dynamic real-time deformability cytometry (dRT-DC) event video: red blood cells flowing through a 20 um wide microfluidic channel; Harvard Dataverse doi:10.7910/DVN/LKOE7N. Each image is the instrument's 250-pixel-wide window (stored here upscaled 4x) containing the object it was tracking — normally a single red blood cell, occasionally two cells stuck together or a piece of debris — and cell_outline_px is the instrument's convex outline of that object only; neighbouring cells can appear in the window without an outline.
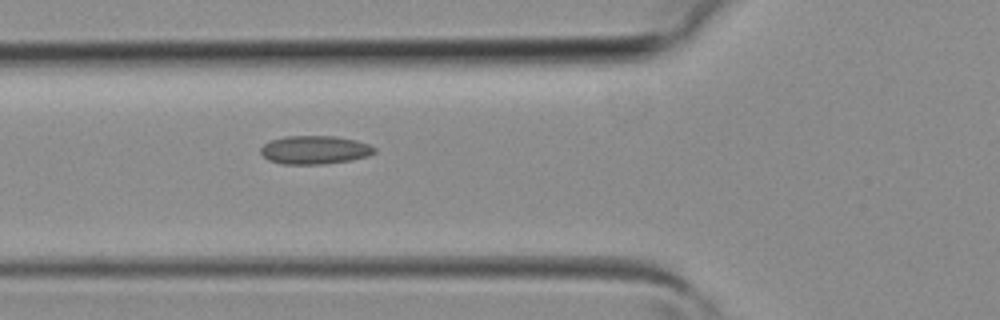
{"species": "common noctule bat (a hibernating species)", "species_latin": "Nyctalus noctula", "temperature_condition": "room temperature", "stored_images_in_passage": 4, "segment_of_instrument_passage": [1, 2], "camera_frame_rate_fps": 3000, "um_per_image_px": 0.085, "animal": {"sex": "female", "body_mass_g": 19.3, "forearm_length_mm": 54.1}, "frame": {"image": 1, "passage_image": 3, "time_ms": 0.667, "image_size_px": [1000, 320], "cell_outline_px": [[376, 152], [368, 156], [352, 160], [324, 164], [280, 164], [268, 160], [260, 152], [260, 148], [264, 144], [272, 140], [284, 136], [336, 136], [356, 140], [368, 144], [376, 148]], "centroid_in_image_um": [26.76, 12.74], "position_along_channel_um": 99.0, "area_um2": 18.96}}